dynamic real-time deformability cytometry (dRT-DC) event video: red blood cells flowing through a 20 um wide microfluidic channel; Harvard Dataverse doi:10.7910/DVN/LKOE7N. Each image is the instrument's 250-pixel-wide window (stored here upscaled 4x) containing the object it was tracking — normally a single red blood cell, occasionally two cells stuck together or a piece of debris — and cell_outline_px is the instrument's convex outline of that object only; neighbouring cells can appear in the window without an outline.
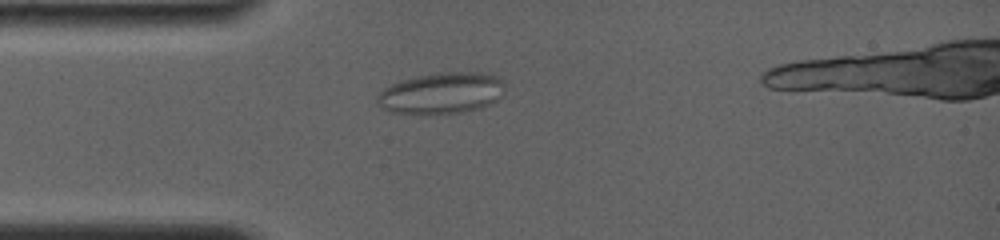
{"species": "common noctule bat (a hibernating species)", "species_latin": "Nyctalus noctula", "temperature_condition": "room temperature", "stored_images_in_passage": 37, "camera_frame_rate_fps": 4000, "um_per_image_px": 0.085, "animal": {"sex": "female", "body_mass_g": 19.0, "forearm_length_mm": 56.7}, "frame": {"image": 1, "passage_image": 16, "time_ms": 4.25, "image_size_px": [1000, 240], "cell_outline_px": [[504, 96], [480, 108], [460, 112], [424, 116], [392, 112], [376, 104], [376, 96], [384, 88], [392, 84], [404, 80], [420, 76], [440, 72], [480, 72], [496, 76], [504, 80]], "centroid_in_image_um": [37.53, 7.94], "position_along_channel_um": 47.5, "area_um2": 31.1}}
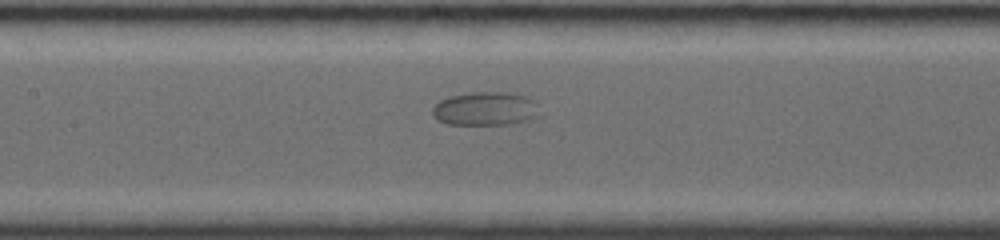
{"frame": {"image": 2, "passage_image": 26, "time_ms": 7.75, "image_size_px": [1000, 240], "cell_outline_px": [[540, 116], [528, 120], [508, 124], [448, 124], [436, 120], [432, 116], [432, 108], [440, 100], [448, 96], [472, 92], [504, 92], [524, 96], [536, 100]], "centroid_in_image_um": [41.25, 9.24], "position_along_channel_um": 166.1, "area_um2": 21.15}}
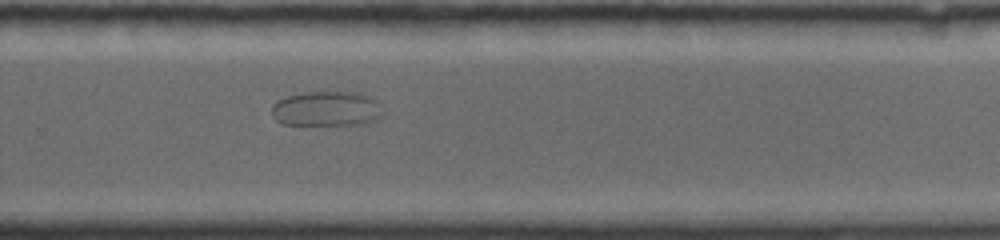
{"frame": {"image": 3, "passage_image": 34, "time_ms": 11.5, "image_size_px": [1000, 240], "cell_outline_px": [[384, 112], [376, 120], [364, 124], [280, 124], [272, 116], [272, 104], [288, 96], [304, 92], [360, 92], [372, 96], [380, 104]], "centroid_in_image_um": [27.8, 9.23], "position_along_channel_um": 302.0, "area_um2": 22.77}}